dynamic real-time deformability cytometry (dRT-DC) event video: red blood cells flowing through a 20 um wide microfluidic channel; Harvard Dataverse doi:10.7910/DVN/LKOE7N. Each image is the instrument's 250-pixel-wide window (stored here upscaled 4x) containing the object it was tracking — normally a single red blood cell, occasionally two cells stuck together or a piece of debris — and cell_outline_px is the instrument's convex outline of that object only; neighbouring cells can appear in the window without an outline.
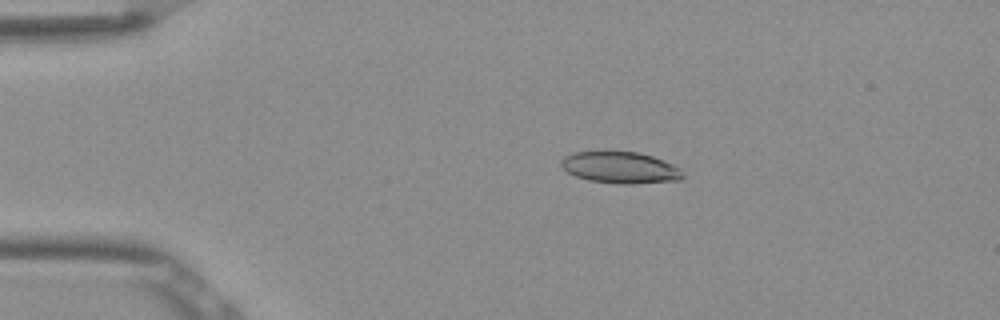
{"species": "Egyptian fruit bat (a non-hibernating species)", "species_latin": "Rousettus aegyptiacus", "temperature_condition": "room temperature", "stored_images_in_passage": 7, "camera_frame_rate_fps": 3000, "um_per_image_px": 0.085, "frame": {"image": 1, "passage_image": 4, "time_ms": 1.0, "image_size_px": [1000, 320], "cell_outline_px": [[684, 176], [680, 180], [632, 184], [620, 184], [588, 180], [576, 176], [568, 172], [560, 164], [560, 160], [564, 156], [572, 152], [604, 148], [640, 152], [664, 160], [680, 168]], "centroid_in_image_um": [52.68, 14.18], "position_along_channel_um": 32.3, "area_um2": 23.35}}
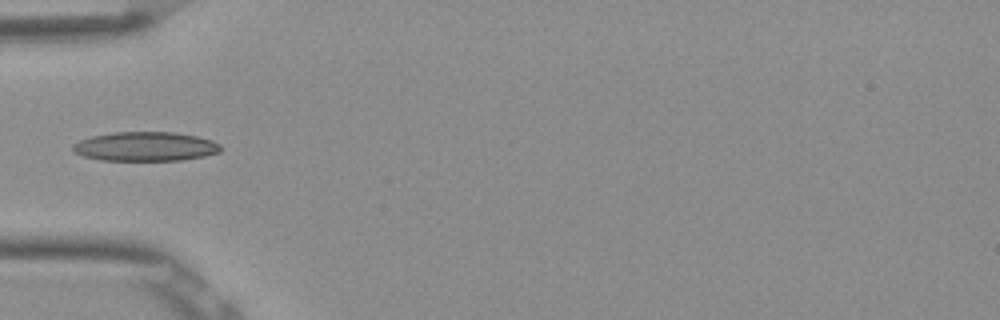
{"frame": {"image": 2, "passage_image": 6, "time_ms": 1.667, "image_size_px": [1000, 320], "cell_outline_px": [[224, 148], [220, 152], [204, 156], [180, 160], [100, 160], [84, 156], [76, 152], [72, 148], [72, 144], [80, 140], [92, 136], [116, 132], [176, 132], [196, 136], [212, 140], [220, 144]], "centroid_in_image_um": [12.4, 12.45], "position_along_channel_um": 72.6, "area_um2": 25.14}}
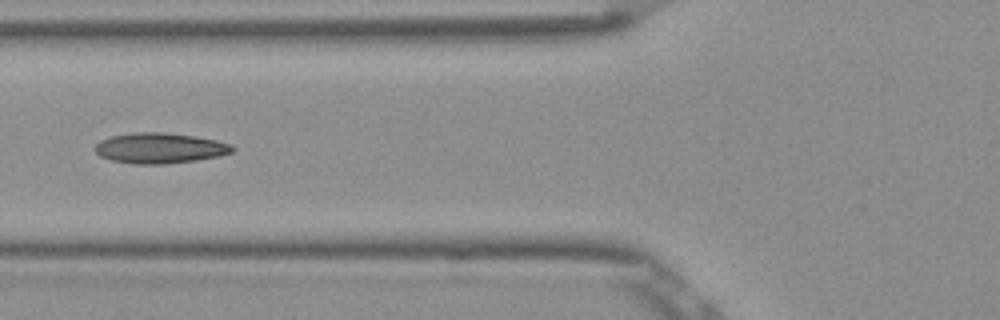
{"frame": {"image": 3, "passage_image": 7, "time_ms": 2.0, "image_size_px": [1000, 320], "cell_outline_px": [[236, 148], [232, 152], [220, 156], [196, 160], [164, 164], [136, 164], [112, 160], [100, 156], [96, 152], [96, 144], [100, 140], [108, 136], [132, 132], [164, 132], [196, 136], [216, 140], [232, 144]], "centroid_in_image_um": [13.6, 12.58], "position_along_channel_um": 112.2, "area_um2": 24.57}}